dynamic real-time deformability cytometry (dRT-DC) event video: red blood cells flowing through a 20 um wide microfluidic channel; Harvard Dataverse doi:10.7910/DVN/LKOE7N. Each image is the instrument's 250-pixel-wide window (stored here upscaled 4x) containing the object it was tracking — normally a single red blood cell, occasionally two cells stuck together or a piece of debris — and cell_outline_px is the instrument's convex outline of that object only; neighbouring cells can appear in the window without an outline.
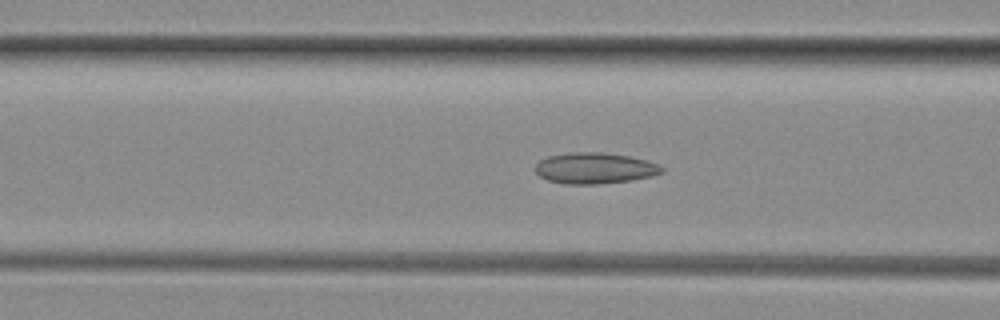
{"species": "common noctule bat (a hibernating species)", "species_latin": "Nyctalus noctula", "temperature_condition": "room temperature", "stored_images_in_passage": 33, "camera_frame_rate_fps": 3000, "um_per_image_px": 0.085, "animal": {"sex": "female", "body_mass_g": 29.2, "forearm_length_mm": 56.3}, "frame": {"image": 1, "passage_image": 12, "time_ms": 3.667, "image_size_px": [1000, 320], "cell_outline_px": [[664, 172], [652, 176], [632, 180], [596, 184], [564, 184], [548, 180], [540, 176], [536, 172], [536, 164], [540, 160], [548, 156], [572, 152], [600, 152], [628, 156], [644, 160], [656, 164], [664, 168]], "centroid_in_image_um": [50.54, 14.3], "position_along_channel_um": 116.1, "area_um2": 22.72}}
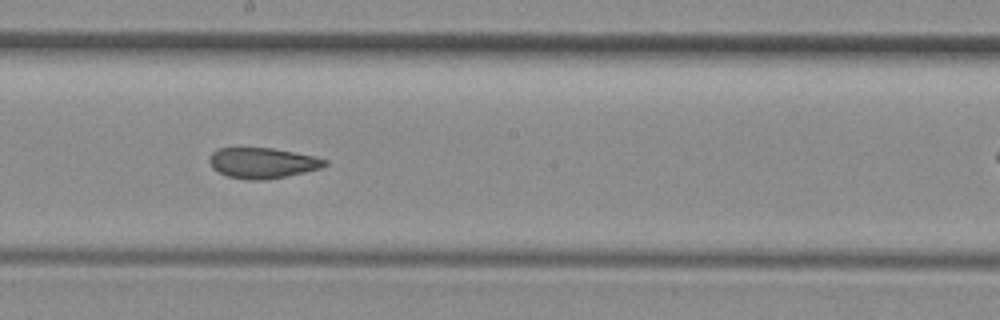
{"frame": {"image": 2, "passage_image": 20, "time_ms": 6.333, "image_size_px": [1000, 320], "cell_outline_px": [[328, 164], [320, 168], [304, 172], [268, 180], [248, 180], [228, 176], [212, 168], [208, 160], [212, 152], [216, 148], [272, 148], [316, 156], [328, 160]], "centroid_in_image_um": [22.32, 13.85], "position_along_channel_um": 225.9, "area_um2": 20.63}}
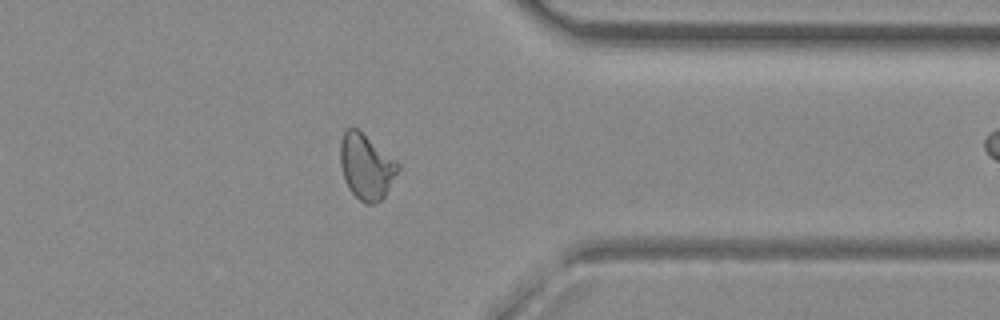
{"frame": {"image": 3, "passage_image": 32, "time_ms": 10.333, "image_size_px": [1000, 320], "cell_outline_px": [[400, 168], [384, 196], [380, 200], [372, 204], [364, 204], [348, 188], [344, 180], [340, 164], [340, 140], [344, 132], [348, 128], [356, 128], [396, 160], [400, 164]], "centroid_in_image_um": [31.11, 14.17], "position_along_channel_um": 380.3, "area_um2": 21.79}}